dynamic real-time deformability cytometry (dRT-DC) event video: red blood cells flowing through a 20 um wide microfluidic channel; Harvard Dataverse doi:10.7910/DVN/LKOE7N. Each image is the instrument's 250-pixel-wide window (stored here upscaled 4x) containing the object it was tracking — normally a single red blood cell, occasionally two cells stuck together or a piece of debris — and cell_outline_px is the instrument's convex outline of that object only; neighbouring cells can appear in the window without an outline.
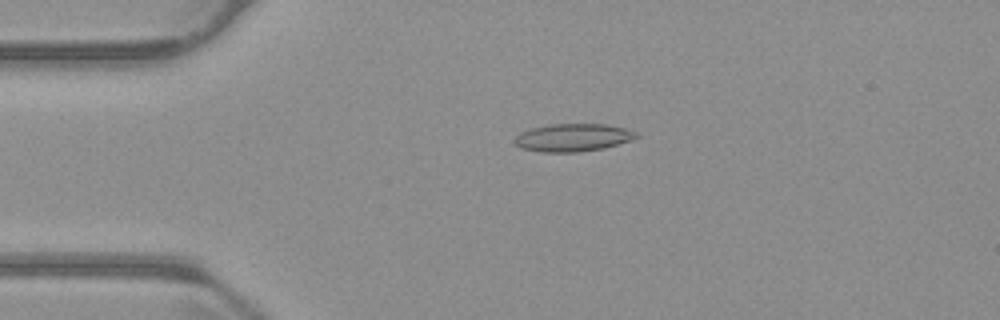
{"species": "common noctule bat (a hibernating species)", "species_latin": "Nyctalus noctula", "temperature_condition": "warm", "stored_images_in_passage": 55, "camera_frame_rate_fps": 3000, "um_per_image_px": 0.085, "animal": {"sex": "male", "body_mass_g": 23.1, "forearm_length_mm": 52.7}, "frame": {"image": 1, "passage_image": 12, "time_ms": 3.667, "image_size_px": [1000, 320], "cell_outline_px": [[640, 136], [632, 140], [604, 148], [576, 152], [540, 152], [520, 148], [512, 140], [520, 132], [532, 128], [548, 124], [604, 124], [624, 128], [640, 132]], "centroid_in_image_um": [48.7, 11.69], "position_along_channel_um": 36.3, "area_um2": 19.88}}
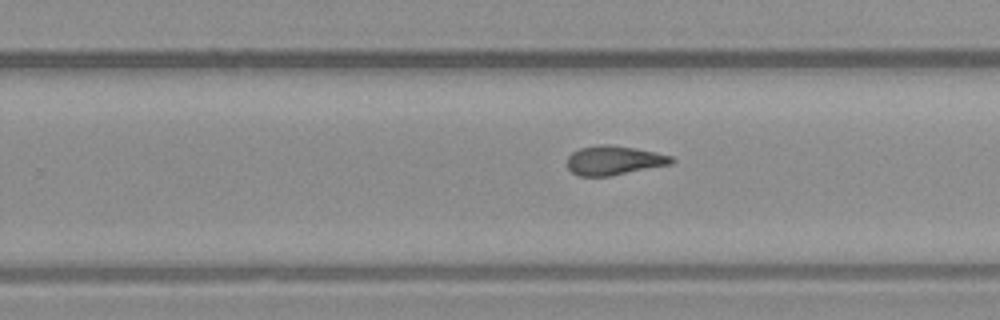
{"frame": {"image": 2, "passage_image": 34, "time_ms": 11.0, "image_size_px": [1000, 320], "cell_outline_px": [[676, 160], [672, 164], [608, 176], [580, 176], [572, 172], [568, 168], [568, 156], [572, 152], [580, 148], [600, 144], [608, 144], [636, 148], [656, 152], [672, 156]], "centroid_in_image_um": [52.21, 13.62], "position_along_channel_um": 277.6, "area_um2": 17.74}}
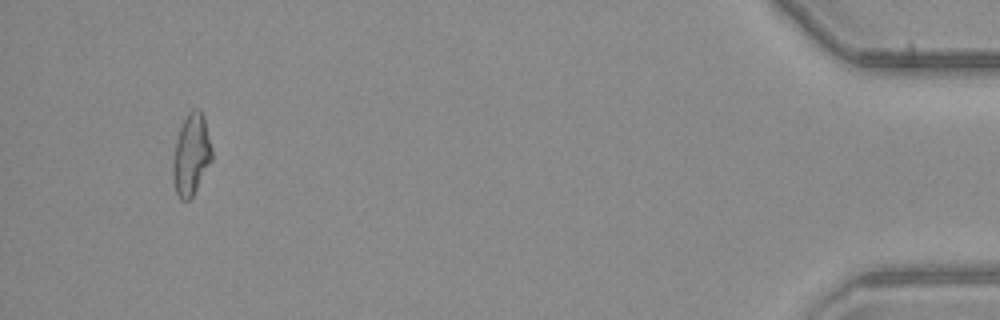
{"frame": {"image": 3, "passage_image": 52, "time_ms": 17.0, "image_size_px": [1000, 320], "cell_outline_px": [[212, 160], [192, 196], [188, 200], [180, 200], [176, 192], [172, 180], [172, 160], [176, 140], [180, 128], [188, 112], [192, 108], [200, 108], [204, 116], [212, 148]], "centroid_in_image_um": [16.24, 13.12], "position_along_channel_um": 419.0, "area_um2": 18.61}, "authors_computed_cell_mechanics": {"area_um2": 18.3226, "velocity_mm_per_s": 3.7372, "shape_relaxation_time_tau1_ms": 10.7392, "shape_relaxation_time_tau2_ms": 2.9193, "deformation_change_tau1": 0.246, "deformation_change_tau2": 0.1079}}